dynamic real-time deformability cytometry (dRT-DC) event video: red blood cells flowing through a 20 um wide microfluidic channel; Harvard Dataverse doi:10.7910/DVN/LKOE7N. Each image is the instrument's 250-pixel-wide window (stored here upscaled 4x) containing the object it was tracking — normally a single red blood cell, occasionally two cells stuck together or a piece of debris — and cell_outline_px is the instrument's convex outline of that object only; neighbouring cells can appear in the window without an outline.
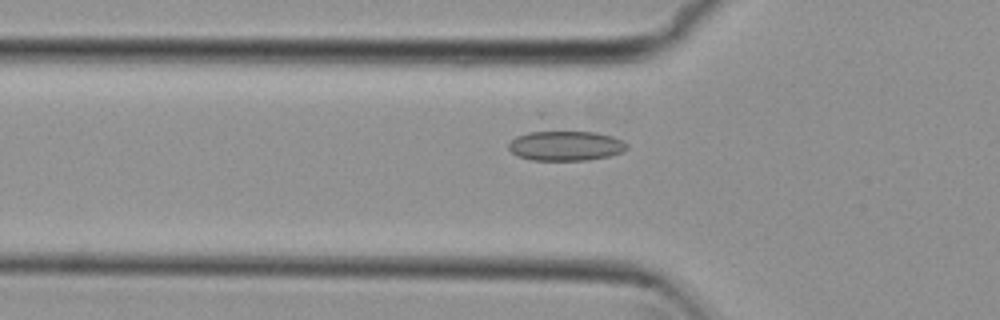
{"species": "common noctule bat (a hibernating species)", "species_latin": "Nyctalus noctula", "temperature_condition": "cold", "stored_images_in_passage": 46, "camera_frame_rate_fps": 3000, "um_per_image_px": 0.085, "animal": {"sex": "female", "body_mass_g": 29.2, "forearm_length_mm": 56.3}, "frame": {"image": 1, "passage_image": 18, "time_ms": 5.667, "image_size_px": [1000, 320], "cell_outline_px": [[628, 148], [624, 152], [608, 156], [588, 160], [532, 160], [516, 156], [508, 148], [508, 144], [516, 136], [536, 128], [544, 128], [596, 132], [612, 136], [624, 140], [628, 144]], "centroid_in_image_um": [48.05, 12.33], "position_along_channel_um": 77.7, "area_um2": 21.79}}
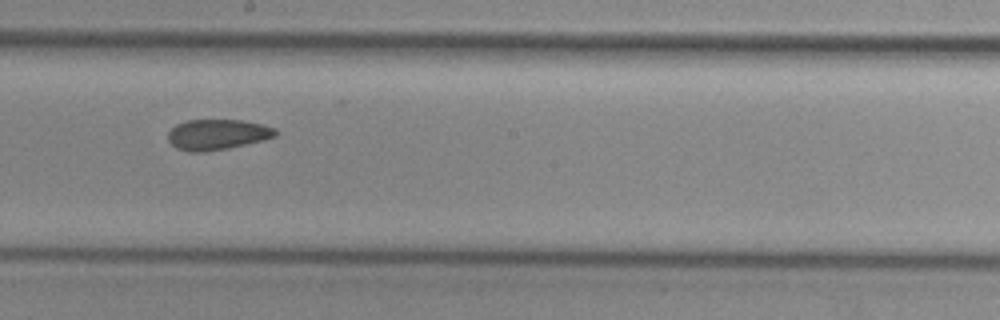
{"frame": {"image": 2, "passage_image": 30, "time_ms": 9.667, "image_size_px": [1000, 320], "cell_outline_px": [[280, 132], [276, 136], [264, 140], [228, 148], [204, 152], [188, 152], [176, 148], [168, 140], [168, 132], [176, 124], [188, 120], [244, 120], [276, 128]], "centroid_in_image_um": [18.49, 11.43], "position_along_channel_um": 229.7, "area_um2": 19.25}}
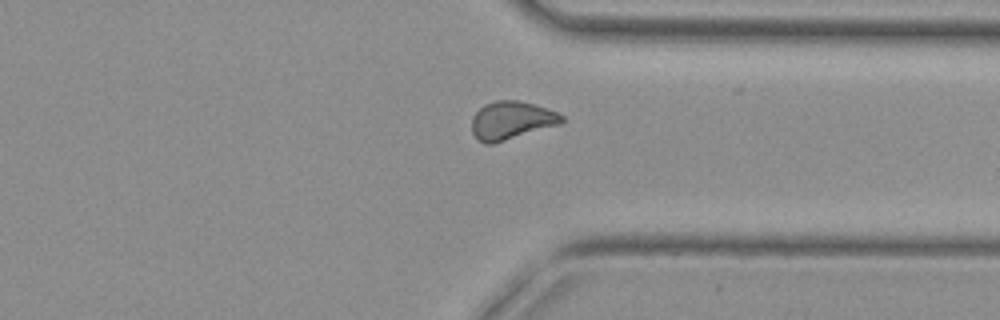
{"frame": {"image": 3, "passage_image": 41, "time_ms": 13.333, "image_size_px": [1000, 320], "cell_outline_px": [[564, 120], [560, 124], [492, 144], [484, 144], [472, 132], [472, 116], [484, 104], [496, 100], [520, 100], [536, 104], [556, 112], [564, 116]], "centroid_in_image_um": [43.47, 10.21], "position_along_channel_um": 367.9, "area_um2": 19.94}}